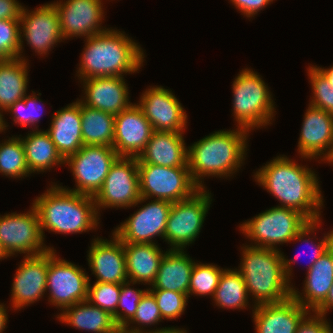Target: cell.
Returning a JSON list of instances; mask_svg holds the SVG:
<instances>
[{"instance_id":"obj_52","label":"cell","mask_w":333,"mask_h":333,"mask_svg":"<svg viewBox=\"0 0 333 333\" xmlns=\"http://www.w3.org/2000/svg\"><path fill=\"white\" fill-rule=\"evenodd\" d=\"M329 163V164H333V148H332V151L331 153L329 154V156L325 159V162L324 163Z\"/></svg>"},{"instance_id":"obj_31","label":"cell","mask_w":333,"mask_h":333,"mask_svg":"<svg viewBox=\"0 0 333 333\" xmlns=\"http://www.w3.org/2000/svg\"><path fill=\"white\" fill-rule=\"evenodd\" d=\"M29 62L20 58L0 62V108L6 111L27 95Z\"/></svg>"},{"instance_id":"obj_47","label":"cell","mask_w":333,"mask_h":333,"mask_svg":"<svg viewBox=\"0 0 333 333\" xmlns=\"http://www.w3.org/2000/svg\"><path fill=\"white\" fill-rule=\"evenodd\" d=\"M333 309V284L326 296V299L313 311L324 317Z\"/></svg>"},{"instance_id":"obj_42","label":"cell","mask_w":333,"mask_h":333,"mask_svg":"<svg viewBox=\"0 0 333 333\" xmlns=\"http://www.w3.org/2000/svg\"><path fill=\"white\" fill-rule=\"evenodd\" d=\"M148 290L155 297L163 320H176L186 310L185 308L189 299L188 295L163 289Z\"/></svg>"},{"instance_id":"obj_24","label":"cell","mask_w":333,"mask_h":333,"mask_svg":"<svg viewBox=\"0 0 333 333\" xmlns=\"http://www.w3.org/2000/svg\"><path fill=\"white\" fill-rule=\"evenodd\" d=\"M51 119L49 129L45 131L65 160L84 146L81 131V102L77 99L68 104L56 111Z\"/></svg>"},{"instance_id":"obj_53","label":"cell","mask_w":333,"mask_h":333,"mask_svg":"<svg viewBox=\"0 0 333 333\" xmlns=\"http://www.w3.org/2000/svg\"><path fill=\"white\" fill-rule=\"evenodd\" d=\"M7 257H9V256L5 253V251L3 250V248H2V246L0 244V260H4Z\"/></svg>"},{"instance_id":"obj_10","label":"cell","mask_w":333,"mask_h":333,"mask_svg":"<svg viewBox=\"0 0 333 333\" xmlns=\"http://www.w3.org/2000/svg\"><path fill=\"white\" fill-rule=\"evenodd\" d=\"M90 277L85 269L57 256L56 250H48L46 292L48 302L61 310L87 300Z\"/></svg>"},{"instance_id":"obj_40","label":"cell","mask_w":333,"mask_h":333,"mask_svg":"<svg viewBox=\"0 0 333 333\" xmlns=\"http://www.w3.org/2000/svg\"><path fill=\"white\" fill-rule=\"evenodd\" d=\"M312 94L309 105L333 115V87L326 77L313 65L307 67Z\"/></svg>"},{"instance_id":"obj_23","label":"cell","mask_w":333,"mask_h":333,"mask_svg":"<svg viewBox=\"0 0 333 333\" xmlns=\"http://www.w3.org/2000/svg\"><path fill=\"white\" fill-rule=\"evenodd\" d=\"M252 306L256 333H296L299 323L310 312L292 296L281 302Z\"/></svg>"},{"instance_id":"obj_13","label":"cell","mask_w":333,"mask_h":333,"mask_svg":"<svg viewBox=\"0 0 333 333\" xmlns=\"http://www.w3.org/2000/svg\"><path fill=\"white\" fill-rule=\"evenodd\" d=\"M137 157H119L94 196L96 209L130 208L140 199Z\"/></svg>"},{"instance_id":"obj_26","label":"cell","mask_w":333,"mask_h":333,"mask_svg":"<svg viewBox=\"0 0 333 333\" xmlns=\"http://www.w3.org/2000/svg\"><path fill=\"white\" fill-rule=\"evenodd\" d=\"M333 284L331 244L313 266L307 270L302 293L292 286V297L304 308L314 311L325 299ZM297 289V290H296Z\"/></svg>"},{"instance_id":"obj_21","label":"cell","mask_w":333,"mask_h":333,"mask_svg":"<svg viewBox=\"0 0 333 333\" xmlns=\"http://www.w3.org/2000/svg\"><path fill=\"white\" fill-rule=\"evenodd\" d=\"M112 236L110 240L92 239L87 252L88 266L97 282L122 284L128 281L124 244L114 233Z\"/></svg>"},{"instance_id":"obj_14","label":"cell","mask_w":333,"mask_h":333,"mask_svg":"<svg viewBox=\"0 0 333 333\" xmlns=\"http://www.w3.org/2000/svg\"><path fill=\"white\" fill-rule=\"evenodd\" d=\"M20 33L21 45L18 58L28 61L22 54L24 40L40 57L48 55L49 51L56 47L55 45L64 40L54 4L45 3L34 10L24 6L20 17Z\"/></svg>"},{"instance_id":"obj_30","label":"cell","mask_w":333,"mask_h":333,"mask_svg":"<svg viewBox=\"0 0 333 333\" xmlns=\"http://www.w3.org/2000/svg\"><path fill=\"white\" fill-rule=\"evenodd\" d=\"M25 151V159L32 173L50 171L54 166L64 164V159L58 153L49 134L41 129L30 130L26 136L21 137Z\"/></svg>"},{"instance_id":"obj_19","label":"cell","mask_w":333,"mask_h":333,"mask_svg":"<svg viewBox=\"0 0 333 333\" xmlns=\"http://www.w3.org/2000/svg\"><path fill=\"white\" fill-rule=\"evenodd\" d=\"M298 140V153L304 160L325 159L333 148V115L308 104Z\"/></svg>"},{"instance_id":"obj_39","label":"cell","mask_w":333,"mask_h":333,"mask_svg":"<svg viewBox=\"0 0 333 333\" xmlns=\"http://www.w3.org/2000/svg\"><path fill=\"white\" fill-rule=\"evenodd\" d=\"M162 321L163 318L156 303L155 297L148 290L141 298L134 317L123 327V329L134 333H147V331L144 329L145 327L148 325V327L151 325L154 326L155 324L157 325L159 324L158 322ZM133 324H138L139 326H133Z\"/></svg>"},{"instance_id":"obj_5","label":"cell","mask_w":333,"mask_h":333,"mask_svg":"<svg viewBox=\"0 0 333 333\" xmlns=\"http://www.w3.org/2000/svg\"><path fill=\"white\" fill-rule=\"evenodd\" d=\"M237 267L254 305L277 303L292 296V286L285 276L280 249L244 245Z\"/></svg>"},{"instance_id":"obj_8","label":"cell","mask_w":333,"mask_h":333,"mask_svg":"<svg viewBox=\"0 0 333 333\" xmlns=\"http://www.w3.org/2000/svg\"><path fill=\"white\" fill-rule=\"evenodd\" d=\"M140 199L133 206L148 199L178 202L191 197L200 188L191 178L188 167H164L138 164Z\"/></svg>"},{"instance_id":"obj_9","label":"cell","mask_w":333,"mask_h":333,"mask_svg":"<svg viewBox=\"0 0 333 333\" xmlns=\"http://www.w3.org/2000/svg\"><path fill=\"white\" fill-rule=\"evenodd\" d=\"M211 194L202 188L191 197L172 203L164 234L170 250H184L194 243L210 209Z\"/></svg>"},{"instance_id":"obj_54","label":"cell","mask_w":333,"mask_h":333,"mask_svg":"<svg viewBox=\"0 0 333 333\" xmlns=\"http://www.w3.org/2000/svg\"><path fill=\"white\" fill-rule=\"evenodd\" d=\"M114 333H134V332H129L123 328H118Z\"/></svg>"},{"instance_id":"obj_46","label":"cell","mask_w":333,"mask_h":333,"mask_svg":"<svg viewBox=\"0 0 333 333\" xmlns=\"http://www.w3.org/2000/svg\"><path fill=\"white\" fill-rule=\"evenodd\" d=\"M23 7L17 0H0V20H20Z\"/></svg>"},{"instance_id":"obj_25","label":"cell","mask_w":333,"mask_h":333,"mask_svg":"<svg viewBox=\"0 0 333 333\" xmlns=\"http://www.w3.org/2000/svg\"><path fill=\"white\" fill-rule=\"evenodd\" d=\"M187 160L188 147L184 133L153 131L145 150L137 158V164L188 167Z\"/></svg>"},{"instance_id":"obj_45","label":"cell","mask_w":333,"mask_h":333,"mask_svg":"<svg viewBox=\"0 0 333 333\" xmlns=\"http://www.w3.org/2000/svg\"><path fill=\"white\" fill-rule=\"evenodd\" d=\"M274 0H230L235 8L238 9L245 17L252 18L262 9L271 5Z\"/></svg>"},{"instance_id":"obj_50","label":"cell","mask_w":333,"mask_h":333,"mask_svg":"<svg viewBox=\"0 0 333 333\" xmlns=\"http://www.w3.org/2000/svg\"><path fill=\"white\" fill-rule=\"evenodd\" d=\"M314 66L326 77V79L330 82L331 87H333V66L325 69L317 65Z\"/></svg>"},{"instance_id":"obj_22","label":"cell","mask_w":333,"mask_h":333,"mask_svg":"<svg viewBox=\"0 0 333 333\" xmlns=\"http://www.w3.org/2000/svg\"><path fill=\"white\" fill-rule=\"evenodd\" d=\"M79 81L85 96L78 100L87 107L118 115L132 104L124 77H96Z\"/></svg>"},{"instance_id":"obj_11","label":"cell","mask_w":333,"mask_h":333,"mask_svg":"<svg viewBox=\"0 0 333 333\" xmlns=\"http://www.w3.org/2000/svg\"><path fill=\"white\" fill-rule=\"evenodd\" d=\"M119 157L113 147L84 145L64 161L72 171L76 188L69 189L65 186L63 188L94 197L101 189L111 166Z\"/></svg>"},{"instance_id":"obj_43","label":"cell","mask_w":333,"mask_h":333,"mask_svg":"<svg viewBox=\"0 0 333 333\" xmlns=\"http://www.w3.org/2000/svg\"><path fill=\"white\" fill-rule=\"evenodd\" d=\"M20 20H0V56L18 58L20 51Z\"/></svg>"},{"instance_id":"obj_1","label":"cell","mask_w":333,"mask_h":333,"mask_svg":"<svg viewBox=\"0 0 333 333\" xmlns=\"http://www.w3.org/2000/svg\"><path fill=\"white\" fill-rule=\"evenodd\" d=\"M253 174L255 181L280 201V207L292 208L310 221L321 219L324 206L319 177L285 155H279Z\"/></svg>"},{"instance_id":"obj_27","label":"cell","mask_w":333,"mask_h":333,"mask_svg":"<svg viewBox=\"0 0 333 333\" xmlns=\"http://www.w3.org/2000/svg\"><path fill=\"white\" fill-rule=\"evenodd\" d=\"M195 261L184 250H168L164 254L158 273L148 289L181 292L189 297L191 273Z\"/></svg>"},{"instance_id":"obj_34","label":"cell","mask_w":333,"mask_h":333,"mask_svg":"<svg viewBox=\"0 0 333 333\" xmlns=\"http://www.w3.org/2000/svg\"><path fill=\"white\" fill-rule=\"evenodd\" d=\"M321 222H322L321 219L308 222V224H306V226L291 240L293 242L301 241L305 242V244L307 243L308 245H311L313 255L310 256L309 265L308 267H306L307 270H309L313 266V264L317 261V259L320 256H322L325 252H327L330 244L333 242V229L330 232L324 233L322 240L319 239L318 243L316 242L317 241L316 239L318 238H316L315 233L317 229L320 227L319 225L321 224ZM309 235L310 236L313 235L311 236L312 238ZM313 237L315 238L314 240L316 243H314V240H312ZM298 258L299 256L296 254L295 257H293V259L292 258L288 259L287 257H285L284 253L282 252V260H283L285 276L290 283L292 279L290 277H292L293 274L292 264H295Z\"/></svg>"},{"instance_id":"obj_49","label":"cell","mask_w":333,"mask_h":333,"mask_svg":"<svg viewBox=\"0 0 333 333\" xmlns=\"http://www.w3.org/2000/svg\"><path fill=\"white\" fill-rule=\"evenodd\" d=\"M147 333H188L187 330L184 328H175V327H163V328H156L152 330L147 329Z\"/></svg>"},{"instance_id":"obj_37","label":"cell","mask_w":333,"mask_h":333,"mask_svg":"<svg viewBox=\"0 0 333 333\" xmlns=\"http://www.w3.org/2000/svg\"><path fill=\"white\" fill-rule=\"evenodd\" d=\"M39 95H41V93L36 94V92L32 91L31 95H26L23 99L15 102L5 111V113H12V119L15 124H19L23 127L29 126L32 130V126H34V130H39L37 123L42 116V113L39 112H41V109H44L42 107L43 103L42 105L40 104L43 101L38 97ZM38 103L40 106H38Z\"/></svg>"},{"instance_id":"obj_6","label":"cell","mask_w":333,"mask_h":333,"mask_svg":"<svg viewBox=\"0 0 333 333\" xmlns=\"http://www.w3.org/2000/svg\"><path fill=\"white\" fill-rule=\"evenodd\" d=\"M257 73L250 68H242L232 84V114L238 123L236 127L249 132L272 124L276 112L268 85Z\"/></svg>"},{"instance_id":"obj_38","label":"cell","mask_w":333,"mask_h":333,"mask_svg":"<svg viewBox=\"0 0 333 333\" xmlns=\"http://www.w3.org/2000/svg\"><path fill=\"white\" fill-rule=\"evenodd\" d=\"M89 281L87 300L96 307L109 312L117 325V306L121 292V284Z\"/></svg>"},{"instance_id":"obj_36","label":"cell","mask_w":333,"mask_h":333,"mask_svg":"<svg viewBox=\"0 0 333 333\" xmlns=\"http://www.w3.org/2000/svg\"><path fill=\"white\" fill-rule=\"evenodd\" d=\"M223 270L213 263L195 262L190 278L189 297L194 294V296L213 297Z\"/></svg>"},{"instance_id":"obj_3","label":"cell","mask_w":333,"mask_h":333,"mask_svg":"<svg viewBox=\"0 0 333 333\" xmlns=\"http://www.w3.org/2000/svg\"><path fill=\"white\" fill-rule=\"evenodd\" d=\"M249 133L239 127L218 130L188 146V168L200 189L206 188L204 177L226 179L241 169L247 155Z\"/></svg>"},{"instance_id":"obj_41","label":"cell","mask_w":333,"mask_h":333,"mask_svg":"<svg viewBox=\"0 0 333 333\" xmlns=\"http://www.w3.org/2000/svg\"><path fill=\"white\" fill-rule=\"evenodd\" d=\"M135 284L131 281H126L121 284V292L119 296V302L117 306V326L123 328L135 315L138 308V304L143 295L148 291V288L134 289L130 287Z\"/></svg>"},{"instance_id":"obj_12","label":"cell","mask_w":333,"mask_h":333,"mask_svg":"<svg viewBox=\"0 0 333 333\" xmlns=\"http://www.w3.org/2000/svg\"><path fill=\"white\" fill-rule=\"evenodd\" d=\"M44 242L39 217L33 205L25 213L0 215V244L9 257L18 253L25 254V257L35 256L54 249Z\"/></svg>"},{"instance_id":"obj_18","label":"cell","mask_w":333,"mask_h":333,"mask_svg":"<svg viewBox=\"0 0 333 333\" xmlns=\"http://www.w3.org/2000/svg\"><path fill=\"white\" fill-rule=\"evenodd\" d=\"M14 274L10 303L13 310H21L41 298L46 292L48 251L35 256H24Z\"/></svg>"},{"instance_id":"obj_2","label":"cell","mask_w":333,"mask_h":333,"mask_svg":"<svg viewBox=\"0 0 333 333\" xmlns=\"http://www.w3.org/2000/svg\"><path fill=\"white\" fill-rule=\"evenodd\" d=\"M116 29V30H115ZM86 38L76 76L79 80L139 73L144 50L117 28Z\"/></svg>"},{"instance_id":"obj_17","label":"cell","mask_w":333,"mask_h":333,"mask_svg":"<svg viewBox=\"0 0 333 333\" xmlns=\"http://www.w3.org/2000/svg\"><path fill=\"white\" fill-rule=\"evenodd\" d=\"M136 103L151 123L154 131L184 133L188 116L172 90L163 86H149Z\"/></svg>"},{"instance_id":"obj_28","label":"cell","mask_w":333,"mask_h":333,"mask_svg":"<svg viewBox=\"0 0 333 333\" xmlns=\"http://www.w3.org/2000/svg\"><path fill=\"white\" fill-rule=\"evenodd\" d=\"M126 273L129 281L151 286L154 282L160 262L167 251L156 243L124 244Z\"/></svg>"},{"instance_id":"obj_4","label":"cell","mask_w":333,"mask_h":333,"mask_svg":"<svg viewBox=\"0 0 333 333\" xmlns=\"http://www.w3.org/2000/svg\"><path fill=\"white\" fill-rule=\"evenodd\" d=\"M32 205L37 211L41 233L77 234L96 231L100 216L93 196L79 194L52 182Z\"/></svg>"},{"instance_id":"obj_51","label":"cell","mask_w":333,"mask_h":333,"mask_svg":"<svg viewBox=\"0 0 333 333\" xmlns=\"http://www.w3.org/2000/svg\"><path fill=\"white\" fill-rule=\"evenodd\" d=\"M3 112L4 111L0 108V132L1 133L5 132V130L9 126V125H7L8 123L4 119Z\"/></svg>"},{"instance_id":"obj_33","label":"cell","mask_w":333,"mask_h":333,"mask_svg":"<svg viewBox=\"0 0 333 333\" xmlns=\"http://www.w3.org/2000/svg\"><path fill=\"white\" fill-rule=\"evenodd\" d=\"M249 295L243 276L235 269L225 268L219 278L218 286L212 297L214 305L222 309L250 308ZM249 305V306H248Z\"/></svg>"},{"instance_id":"obj_16","label":"cell","mask_w":333,"mask_h":333,"mask_svg":"<svg viewBox=\"0 0 333 333\" xmlns=\"http://www.w3.org/2000/svg\"><path fill=\"white\" fill-rule=\"evenodd\" d=\"M52 3L58 12L64 40L86 39L109 29L101 26L105 20L103 0H57Z\"/></svg>"},{"instance_id":"obj_15","label":"cell","mask_w":333,"mask_h":333,"mask_svg":"<svg viewBox=\"0 0 333 333\" xmlns=\"http://www.w3.org/2000/svg\"><path fill=\"white\" fill-rule=\"evenodd\" d=\"M172 202L153 199L142 205L140 209L121 222L114 233L123 244L128 243H155V237L164 239L166 223L171 210Z\"/></svg>"},{"instance_id":"obj_32","label":"cell","mask_w":333,"mask_h":333,"mask_svg":"<svg viewBox=\"0 0 333 333\" xmlns=\"http://www.w3.org/2000/svg\"><path fill=\"white\" fill-rule=\"evenodd\" d=\"M81 131L84 145L113 147L115 115L81 103Z\"/></svg>"},{"instance_id":"obj_7","label":"cell","mask_w":333,"mask_h":333,"mask_svg":"<svg viewBox=\"0 0 333 333\" xmlns=\"http://www.w3.org/2000/svg\"><path fill=\"white\" fill-rule=\"evenodd\" d=\"M310 220L299 211L275 206L240 224L239 229L251 246L280 249L277 246L291 240Z\"/></svg>"},{"instance_id":"obj_29","label":"cell","mask_w":333,"mask_h":333,"mask_svg":"<svg viewBox=\"0 0 333 333\" xmlns=\"http://www.w3.org/2000/svg\"><path fill=\"white\" fill-rule=\"evenodd\" d=\"M57 320L79 330L94 333H114L119 327L113 316L88 300L81 301L63 309Z\"/></svg>"},{"instance_id":"obj_20","label":"cell","mask_w":333,"mask_h":333,"mask_svg":"<svg viewBox=\"0 0 333 333\" xmlns=\"http://www.w3.org/2000/svg\"><path fill=\"white\" fill-rule=\"evenodd\" d=\"M141 108L132 103L115 115L113 149L120 157H139L153 133Z\"/></svg>"},{"instance_id":"obj_55","label":"cell","mask_w":333,"mask_h":333,"mask_svg":"<svg viewBox=\"0 0 333 333\" xmlns=\"http://www.w3.org/2000/svg\"><path fill=\"white\" fill-rule=\"evenodd\" d=\"M331 261L333 266V242L331 243Z\"/></svg>"},{"instance_id":"obj_44","label":"cell","mask_w":333,"mask_h":333,"mask_svg":"<svg viewBox=\"0 0 333 333\" xmlns=\"http://www.w3.org/2000/svg\"><path fill=\"white\" fill-rule=\"evenodd\" d=\"M328 319L310 311L299 323L296 333H333V327Z\"/></svg>"},{"instance_id":"obj_48","label":"cell","mask_w":333,"mask_h":333,"mask_svg":"<svg viewBox=\"0 0 333 333\" xmlns=\"http://www.w3.org/2000/svg\"><path fill=\"white\" fill-rule=\"evenodd\" d=\"M8 307L4 305V303H0V333H3L5 328L7 327L8 321Z\"/></svg>"},{"instance_id":"obj_35","label":"cell","mask_w":333,"mask_h":333,"mask_svg":"<svg viewBox=\"0 0 333 333\" xmlns=\"http://www.w3.org/2000/svg\"><path fill=\"white\" fill-rule=\"evenodd\" d=\"M20 136L14 135L0 143V173L3 176L22 179L31 175Z\"/></svg>"}]
</instances>
